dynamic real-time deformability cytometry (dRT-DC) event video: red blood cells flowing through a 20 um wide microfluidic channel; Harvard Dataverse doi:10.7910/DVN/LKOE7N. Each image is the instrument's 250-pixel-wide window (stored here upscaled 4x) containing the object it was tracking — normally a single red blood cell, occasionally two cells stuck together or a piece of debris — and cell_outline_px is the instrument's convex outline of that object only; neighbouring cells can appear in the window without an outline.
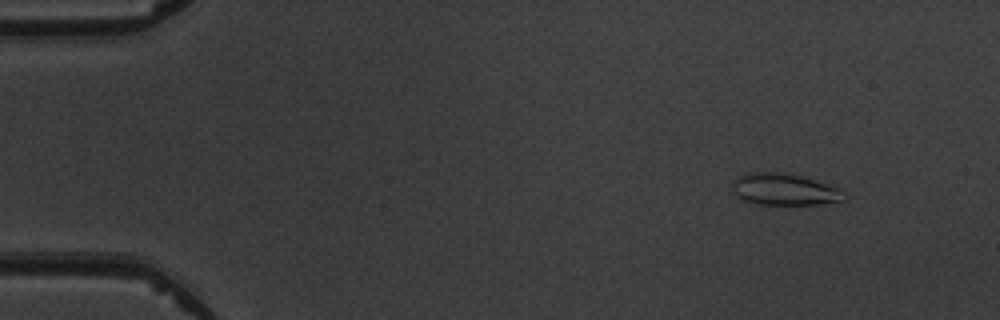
{"species": "common noctule bat (a hibernating species)", "species_latin": "Nyctalus noctula", "temperature_condition": "warm", "stored_images_in_passage": 4, "camera_frame_rate_fps": 3000, "um_per_image_px": 0.085, "animal": {"sex": "male", "body_mass_g": 19.5, "forearm_length_mm": 54.6}, "frame": {"image": 1, "passage_image": 1, "time_ms": 0.0, "image_size_px": [1000, 320], "cell_outline_px": [[848, 200], [820, 204], [756, 204], [744, 200], [736, 196], [732, 192], [732, 184], [740, 176], [748, 172], [784, 172], [800, 176], [840, 188], [848, 196]], "centroid_in_image_um": [66.7, 16.11], "position_along_channel_um": 18.3, "area_um2": 20.75}}
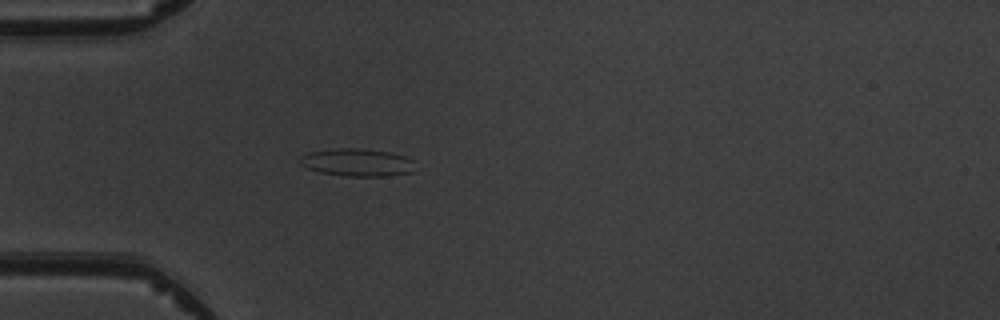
{"frame": {"image": 2, "passage_image": 4, "time_ms": 3.333, "image_size_px": [1000, 320], "cell_outline_px": [[412, 172], [388, 176], [344, 176], [320, 172], [308, 168], [300, 164], [296, 160], [300, 156], [308, 152], [332, 148], [360, 148], [388, 152], [404, 156], [412, 160]], "centroid_in_image_um": [30.27, 13.8], "position_along_channel_um": 54.7, "area_um2": 18.61}}